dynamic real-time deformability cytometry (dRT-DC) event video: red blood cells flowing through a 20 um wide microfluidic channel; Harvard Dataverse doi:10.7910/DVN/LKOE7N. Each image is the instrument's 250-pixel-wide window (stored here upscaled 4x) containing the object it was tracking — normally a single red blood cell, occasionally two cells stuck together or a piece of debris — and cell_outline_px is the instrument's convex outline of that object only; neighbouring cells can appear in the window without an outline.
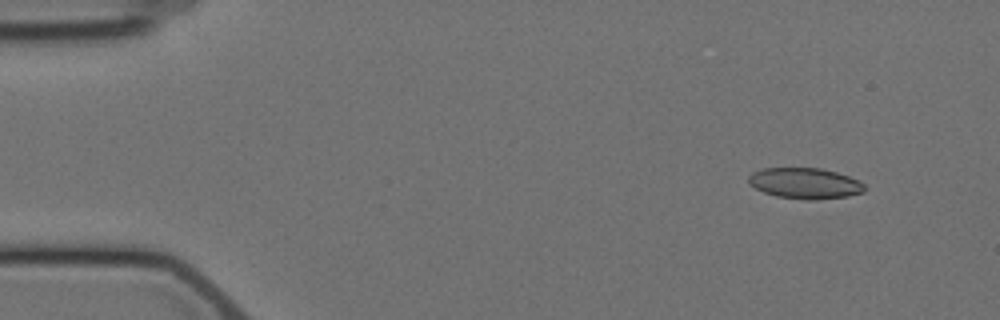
{"species": "Egyptian fruit bat (a non-hibernating species)", "species_latin": "Rousettus aegyptiacus", "temperature_condition": "cold", "stored_images_in_passage": 4, "camera_frame_rate_fps": 3000, "um_per_image_px": 0.085, "animal": {"sex": "female"}, "frame": {"image": 1, "passage_image": 1, "time_ms": 0.0, "image_size_px": [1000, 320], "cell_outline_px": [[864, 192], [848, 196], [816, 200], [804, 200], [776, 196], [764, 192], [756, 188], [748, 180], [748, 176], [752, 172], [764, 168], [820, 168], [836, 172], [848, 176], [864, 184]], "centroid_in_image_um": [68.42, 15.58], "position_along_channel_um": 16.6, "area_um2": 20.75}}
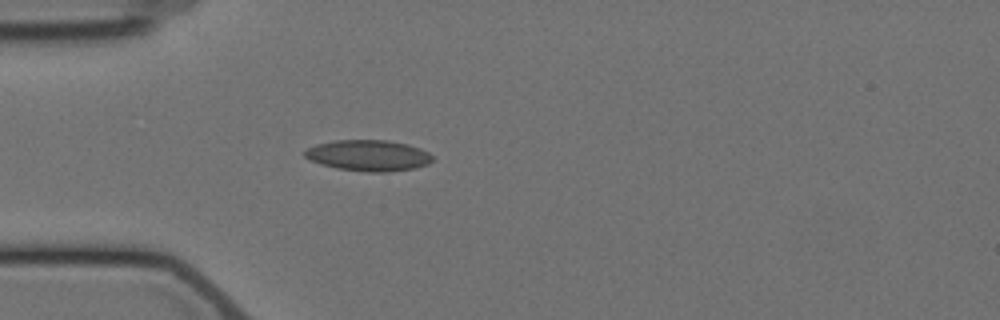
{"frame": {"image": 2, "passage_image": 4, "time_ms": 3.667, "image_size_px": [1000, 320], "cell_outline_px": [[432, 160], [428, 164], [416, 168], [388, 172], [368, 172], [336, 168], [320, 164], [308, 160], [304, 156], [304, 152], [308, 148], [316, 144], [336, 140], [388, 140], [408, 144], [420, 148], [428, 152], [432, 156]], "centroid_in_image_um": [31.31, 13.22], "position_along_channel_um": 53.7, "area_um2": 23.24}}